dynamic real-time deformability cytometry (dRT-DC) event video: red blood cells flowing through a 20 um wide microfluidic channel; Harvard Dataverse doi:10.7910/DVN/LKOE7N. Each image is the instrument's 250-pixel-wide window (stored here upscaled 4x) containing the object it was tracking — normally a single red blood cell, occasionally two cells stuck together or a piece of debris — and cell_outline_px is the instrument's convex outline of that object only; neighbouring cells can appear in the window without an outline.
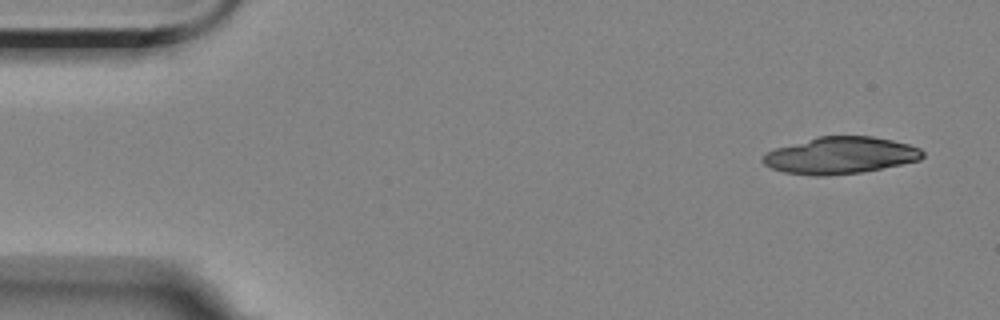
{"species": "Egyptian fruit bat (a non-hibernating species)", "species_latin": "Rousettus aegyptiacus", "temperature_condition": "room temperature", "stored_images_in_passage": 2, "camera_frame_rate_fps": 3000, "um_per_image_px": 0.085, "animal": {"sex": "female"}, "frame": {"image": 1, "passage_image": 1, "time_ms": 0.0, "image_size_px": [1000, 320], "cell_outline_px": [[924, 156], [920, 160], [860, 172], [824, 176], [816, 176], [784, 172], [772, 168], [764, 164], [760, 160], [760, 156], [776, 148], [816, 136], [872, 136], [892, 140], [908, 144], [920, 148], [924, 152]], "centroid_in_image_um": [71.4, 13.2], "position_along_channel_um": 13.6, "area_um2": 34.22}}